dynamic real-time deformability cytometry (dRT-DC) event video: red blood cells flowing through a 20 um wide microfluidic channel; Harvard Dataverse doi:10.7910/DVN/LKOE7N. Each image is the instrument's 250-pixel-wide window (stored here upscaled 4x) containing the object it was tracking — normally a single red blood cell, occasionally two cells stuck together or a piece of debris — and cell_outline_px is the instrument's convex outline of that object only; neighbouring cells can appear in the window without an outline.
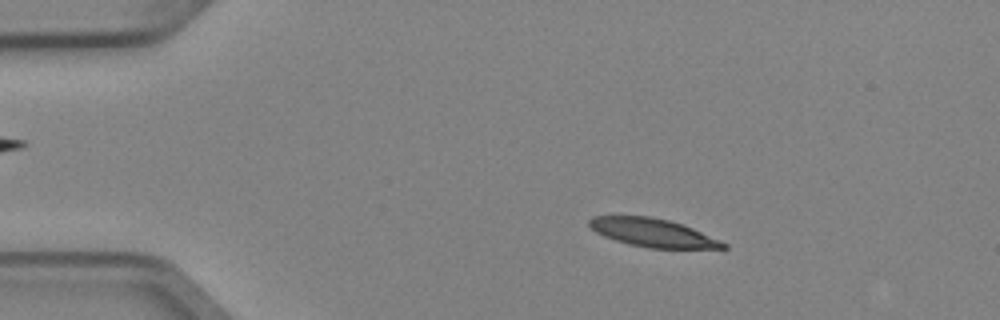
{"species": "Egyptian fruit bat (a non-hibernating species)", "species_latin": "Rousettus aegyptiacus", "temperature_condition": "cold", "stored_images_in_passage": 5, "camera_frame_rate_fps": 3000, "um_per_image_px": 0.085, "animal": {"sex": "female"}, "frame": {"image": 1, "passage_image": 2, "time_ms": 0.333, "image_size_px": [1000, 320], "cell_outline_px": [[728, 248], [648, 248], [628, 244], [604, 236], [596, 232], [588, 224], [588, 220], [592, 216], [652, 216], [668, 220], [692, 228], [720, 240], [728, 244]], "centroid_in_image_um": [55.47, 19.78], "position_along_channel_um": 29.5, "area_um2": 21.91}}
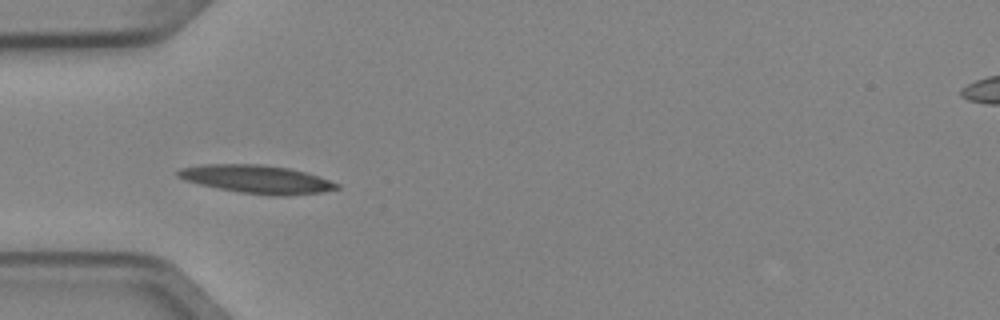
{"frame": {"image": 2, "passage_image": 4, "time_ms": 1.0, "image_size_px": [1000, 320], "cell_outline_px": [[340, 188], [320, 192], [288, 196], [272, 196], [240, 192], [200, 184], [184, 180], [176, 176], [176, 172], [180, 168], [204, 164], [260, 164], [288, 168], [304, 172], [340, 184]], "centroid_in_image_um": [21.8, 15.23], "position_along_channel_um": 63.2, "area_um2": 25.89}}
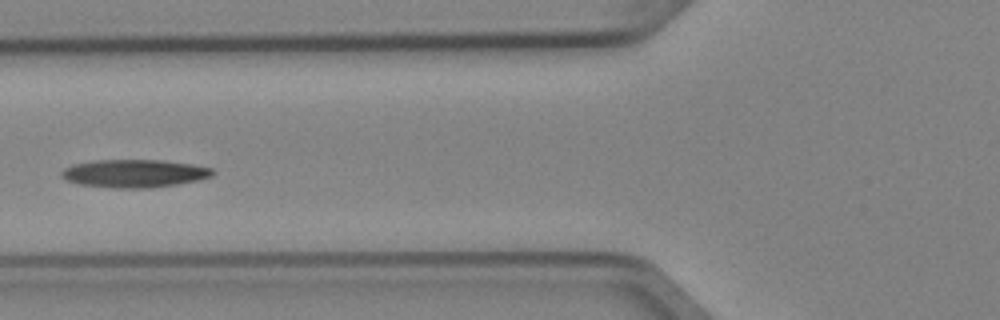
{"frame": {"image": 3, "passage_image": 5, "time_ms": 1.333, "image_size_px": [1000, 320], "cell_outline_px": [[216, 172], [212, 176], [200, 180], [152, 188], [116, 188], [80, 184], [68, 180], [60, 176], [60, 172], [64, 168], [72, 164], [92, 160], [164, 160], [192, 164], [212, 168]], "centroid_in_image_um": [11.43, 14.73], "position_along_channel_um": 114.4, "area_um2": 24.8}}